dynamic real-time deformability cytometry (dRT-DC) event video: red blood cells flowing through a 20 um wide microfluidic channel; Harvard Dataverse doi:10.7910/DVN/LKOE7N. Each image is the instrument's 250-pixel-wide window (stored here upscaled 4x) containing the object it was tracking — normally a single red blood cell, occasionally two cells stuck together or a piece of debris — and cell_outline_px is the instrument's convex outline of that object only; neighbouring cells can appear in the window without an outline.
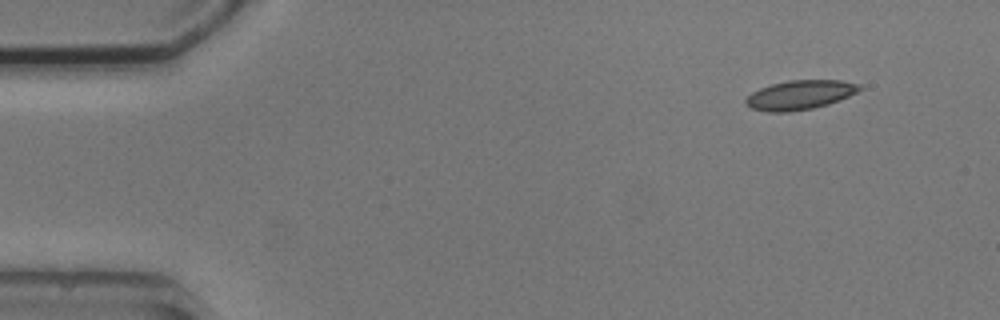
{"species": "common noctule bat (a hibernating species)", "species_latin": "Nyctalus noctula", "temperature_condition": "cold", "stored_images_in_passage": 4, "camera_frame_rate_fps": 3000, "um_per_image_px": 0.085, "animal": {"sex": "male", "body_mass_g": 20.5, "forearm_length_mm": 52.5}, "frame": {"image": 1, "passage_image": 1, "time_ms": 0.0, "image_size_px": [1000, 320], "cell_outline_px": [[864, 88], [848, 96], [828, 104], [812, 108], [788, 112], [768, 112], [752, 108], [744, 104], [744, 100], [752, 92], [760, 88], [772, 84], [788, 80], [840, 80], [860, 84]], "centroid_in_image_um": [67.98, 8.06], "position_along_channel_um": 17.0, "area_um2": 19.36}}
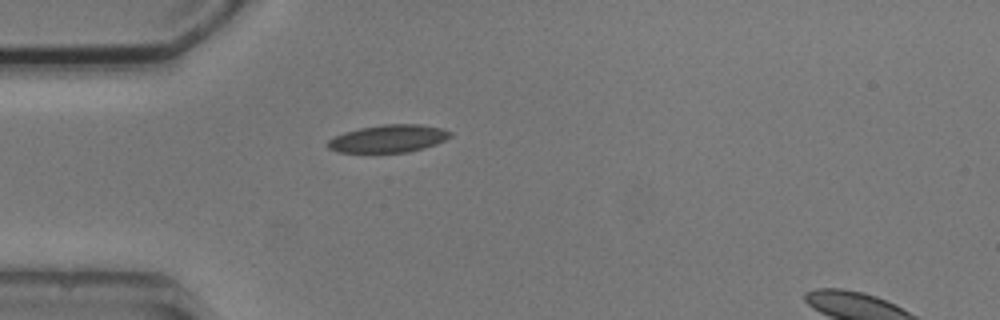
{"frame": {"image": 2, "passage_image": 4, "time_ms": 3.333, "image_size_px": [1000, 320], "cell_outline_px": [[452, 136], [436, 144], [424, 148], [408, 152], [336, 152], [328, 148], [324, 144], [328, 140], [344, 132], [360, 128], [384, 124], [420, 124], [440, 128], [452, 132]], "centroid_in_image_um": [33.0, 11.78], "position_along_channel_um": 52.0, "area_um2": 19.71}}